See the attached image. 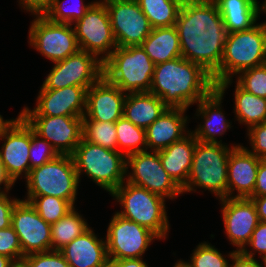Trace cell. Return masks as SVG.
Here are the masks:
<instances>
[{"mask_svg":"<svg viewBox=\"0 0 266 267\" xmlns=\"http://www.w3.org/2000/svg\"><path fill=\"white\" fill-rule=\"evenodd\" d=\"M11 226L18 235L24 256L51 250V224L31 204L19 200L12 210Z\"/></svg>","mask_w":266,"mask_h":267,"instance_id":"obj_17","label":"cell"},{"mask_svg":"<svg viewBox=\"0 0 266 267\" xmlns=\"http://www.w3.org/2000/svg\"><path fill=\"white\" fill-rule=\"evenodd\" d=\"M173 267H191V266L186 261L180 259L176 261Z\"/></svg>","mask_w":266,"mask_h":267,"instance_id":"obj_52","label":"cell"},{"mask_svg":"<svg viewBox=\"0 0 266 267\" xmlns=\"http://www.w3.org/2000/svg\"><path fill=\"white\" fill-rule=\"evenodd\" d=\"M107 267H148L142 258L109 260Z\"/></svg>","mask_w":266,"mask_h":267,"instance_id":"obj_47","label":"cell"},{"mask_svg":"<svg viewBox=\"0 0 266 267\" xmlns=\"http://www.w3.org/2000/svg\"><path fill=\"white\" fill-rule=\"evenodd\" d=\"M103 76V62L94 54L79 50L65 60L54 63L40 90H55L69 86L89 89Z\"/></svg>","mask_w":266,"mask_h":267,"instance_id":"obj_11","label":"cell"},{"mask_svg":"<svg viewBox=\"0 0 266 267\" xmlns=\"http://www.w3.org/2000/svg\"><path fill=\"white\" fill-rule=\"evenodd\" d=\"M34 17L28 32L29 44L45 58L55 63L80 50L72 25L50 21L44 15Z\"/></svg>","mask_w":266,"mask_h":267,"instance_id":"obj_10","label":"cell"},{"mask_svg":"<svg viewBox=\"0 0 266 267\" xmlns=\"http://www.w3.org/2000/svg\"><path fill=\"white\" fill-rule=\"evenodd\" d=\"M126 177L125 181L164 199L173 200L183 194L182 188L163 168L158 151L146 150L126 156Z\"/></svg>","mask_w":266,"mask_h":267,"instance_id":"obj_9","label":"cell"},{"mask_svg":"<svg viewBox=\"0 0 266 267\" xmlns=\"http://www.w3.org/2000/svg\"><path fill=\"white\" fill-rule=\"evenodd\" d=\"M24 179L27 196H54L75 206L80 181L72 155H58L42 166L30 170Z\"/></svg>","mask_w":266,"mask_h":267,"instance_id":"obj_8","label":"cell"},{"mask_svg":"<svg viewBox=\"0 0 266 267\" xmlns=\"http://www.w3.org/2000/svg\"><path fill=\"white\" fill-rule=\"evenodd\" d=\"M59 155H72L83 133V117L21 116Z\"/></svg>","mask_w":266,"mask_h":267,"instance_id":"obj_16","label":"cell"},{"mask_svg":"<svg viewBox=\"0 0 266 267\" xmlns=\"http://www.w3.org/2000/svg\"><path fill=\"white\" fill-rule=\"evenodd\" d=\"M72 25L80 50L94 54L102 62L117 48L105 4L95 1Z\"/></svg>","mask_w":266,"mask_h":267,"instance_id":"obj_12","label":"cell"},{"mask_svg":"<svg viewBox=\"0 0 266 267\" xmlns=\"http://www.w3.org/2000/svg\"><path fill=\"white\" fill-rule=\"evenodd\" d=\"M226 143H205L196 139L193 161L183 193L196 192L195 188L208 190L219 200L227 198V168L231 150Z\"/></svg>","mask_w":266,"mask_h":267,"instance_id":"obj_4","label":"cell"},{"mask_svg":"<svg viewBox=\"0 0 266 267\" xmlns=\"http://www.w3.org/2000/svg\"><path fill=\"white\" fill-rule=\"evenodd\" d=\"M154 68L141 45L117 47L103 62V76L123 92H149Z\"/></svg>","mask_w":266,"mask_h":267,"instance_id":"obj_7","label":"cell"},{"mask_svg":"<svg viewBox=\"0 0 266 267\" xmlns=\"http://www.w3.org/2000/svg\"><path fill=\"white\" fill-rule=\"evenodd\" d=\"M78 174L88 176L111 195L126 178V156L86 141L83 137L72 154Z\"/></svg>","mask_w":266,"mask_h":267,"instance_id":"obj_6","label":"cell"},{"mask_svg":"<svg viewBox=\"0 0 266 267\" xmlns=\"http://www.w3.org/2000/svg\"><path fill=\"white\" fill-rule=\"evenodd\" d=\"M118 152L128 156L147 150L146 130L122 116L115 122Z\"/></svg>","mask_w":266,"mask_h":267,"instance_id":"obj_32","label":"cell"},{"mask_svg":"<svg viewBox=\"0 0 266 267\" xmlns=\"http://www.w3.org/2000/svg\"><path fill=\"white\" fill-rule=\"evenodd\" d=\"M86 87L69 86L55 90H40L33 110L24 107L20 116L83 117L86 109Z\"/></svg>","mask_w":266,"mask_h":267,"instance_id":"obj_18","label":"cell"},{"mask_svg":"<svg viewBox=\"0 0 266 267\" xmlns=\"http://www.w3.org/2000/svg\"><path fill=\"white\" fill-rule=\"evenodd\" d=\"M11 121V119L10 120H4L3 119V117H2V115L0 114V133H1V131H2V129L9 123Z\"/></svg>","mask_w":266,"mask_h":267,"instance_id":"obj_53","label":"cell"},{"mask_svg":"<svg viewBox=\"0 0 266 267\" xmlns=\"http://www.w3.org/2000/svg\"><path fill=\"white\" fill-rule=\"evenodd\" d=\"M260 158L239 144L228 158L227 198H251L255 188ZM237 191V194L235 193Z\"/></svg>","mask_w":266,"mask_h":267,"instance_id":"obj_21","label":"cell"},{"mask_svg":"<svg viewBox=\"0 0 266 267\" xmlns=\"http://www.w3.org/2000/svg\"><path fill=\"white\" fill-rule=\"evenodd\" d=\"M195 147L196 138L190 132L183 139L158 151L163 168L181 188L189 178Z\"/></svg>","mask_w":266,"mask_h":267,"instance_id":"obj_25","label":"cell"},{"mask_svg":"<svg viewBox=\"0 0 266 267\" xmlns=\"http://www.w3.org/2000/svg\"><path fill=\"white\" fill-rule=\"evenodd\" d=\"M251 200L255 204L259 221L266 222V195L253 196L251 197Z\"/></svg>","mask_w":266,"mask_h":267,"instance_id":"obj_48","label":"cell"},{"mask_svg":"<svg viewBox=\"0 0 266 267\" xmlns=\"http://www.w3.org/2000/svg\"><path fill=\"white\" fill-rule=\"evenodd\" d=\"M111 1H115V0H100V1L96 0V2H100V3H103V4H106V3L111 2Z\"/></svg>","mask_w":266,"mask_h":267,"instance_id":"obj_55","label":"cell"},{"mask_svg":"<svg viewBox=\"0 0 266 267\" xmlns=\"http://www.w3.org/2000/svg\"><path fill=\"white\" fill-rule=\"evenodd\" d=\"M105 5L117 47L141 45L153 28L139 3L136 0H115Z\"/></svg>","mask_w":266,"mask_h":267,"instance_id":"obj_15","label":"cell"},{"mask_svg":"<svg viewBox=\"0 0 266 267\" xmlns=\"http://www.w3.org/2000/svg\"><path fill=\"white\" fill-rule=\"evenodd\" d=\"M223 97L224 94L215 88L208 96L202 98L197 103L198 108L195 115L197 114L196 116H198V118L201 116V121L203 119V123H200L191 133L198 141L205 143H222V140L218 141L217 136L221 138L220 136L224 135V133L232 127V124H230L232 122L225 119L226 117L221 108Z\"/></svg>","mask_w":266,"mask_h":267,"instance_id":"obj_22","label":"cell"},{"mask_svg":"<svg viewBox=\"0 0 266 267\" xmlns=\"http://www.w3.org/2000/svg\"><path fill=\"white\" fill-rule=\"evenodd\" d=\"M9 192L0 193V230L11 226L12 210L19 198H11Z\"/></svg>","mask_w":266,"mask_h":267,"instance_id":"obj_43","label":"cell"},{"mask_svg":"<svg viewBox=\"0 0 266 267\" xmlns=\"http://www.w3.org/2000/svg\"><path fill=\"white\" fill-rule=\"evenodd\" d=\"M175 27L182 57L213 75L220 67L227 31L213 0H183Z\"/></svg>","mask_w":266,"mask_h":267,"instance_id":"obj_1","label":"cell"},{"mask_svg":"<svg viewBox=\"0 0 266 267\" xmlns=\"http://www.w3.org/2000/svg\"><path fill=\"white\" fill-rule=\"evenodd\" d=\"M266 63V23L249 30L227 33L219 69L212 75L216 88L224 94L233 77Z\"/></svg>","mask_w":266,"mask_h":267,"instance_id":"obj_3","label":"cell"},{"mask_svg":"<svg viewBox=\"0 0 266 267\" xmlns=\"http://www.w3.org/2000/svg\"><path fill=\"white\" fill-rule=\"evenodd\" d=\"M32 267H70L61 251L49 250L24 256Z\"/></svg>","mask_w":266,"mask_h":267,"instance_id":"obj_41","label":"cell"},{"mask_svg":"<svg viewBox=\"0 0 266 267\" xmlns=\"http://www.w3.org/2000/svg\"><path fill=\"white\" fill-rule=\"evenodd\" d=\"M19 5L32 15H44L50 8L52 0H18Z\"/></svg>","mask_w":266,"mask_h":267,"instance_id":"obj_45","label":"cell"},{"mask_svg":"<svg viewBox=\"0 0 266 267\" xmlns=\"http://www.w3.org/2000/svg\"><path fill=\"white\" fill-rule=\"evenodd\" d=\"M236 83L245 91L266 99V63L240 72Z\"/></svg>","mask_w":266,"mask_h":267,"instance_id":"obj_37","label":"cell"},{"mask_svg":"<svg viewBox=\"0 0 266 267\" xmlns=\"http://www.w3.org/2000/svg\"><path fill=\"white\" fill-rule=\"evenodd\" d=\"M157 239L160 238L150 229L115 212L105 236L108 258L109 260L142 258L152 241Z\"/></svg>","mask_w":266,"mask_h":267,"instance_id":"obj_13","label":"cell"},{"mask_svg":"<svg viewBox=\"0 0 266 267\" xmlns=\"http://www.w3.org/2000/svg\"><path fill=\"white\" fill-rule=\"evenodd\" d=\"M10 267H32V266L25 257H22V258L13 260Z\"/></svg>","mask_w":266,"mask_h":267,"instance_id":"obj_50","label":"cell"},{"mask_svg":"<svg viewBox=\"0 0 266 267\" xmlns=\"http://www.w3.org/2000/svg\"><path fill=\"white\" fill-rule=\"evenodd\" d=\"M246 134L252 149L245 148L258 158L266 159V121L250 127Z\"/></svg>","mask_w":266,"mask_h":267,"instance_id":"obj_42","label":"cell"},{"mask_svg":"<svg viewBox=\"0 0 266 267\" xmlns=\"http://www.w3.org/2000/svg\"><path fill=\"white\" fill-rule=\"evenodd\" d=\"M227 257L232 261L230 267H266L265 261L261 260L260 263V260H256L257 258L244 256L241 252H237L236 250L229 252Z\"/></svg>","mask_w":266,"mask_h":267,"instance_id":"obj_44","label":"cell"},{"mask_svg":"<svg viewBox=\"0 0 266 267\" xmlns=\"http://www.w3.org/2000/svg\"><path fill=\"white\" fill-rule=\"evenodd\" d=\"M0 141L4 142L0 149V162L15 184L18 178H26L30 172L31 127L18 115L2 129Z\"/></svg>","mask_w":266,"mask_h":267,"instance_id":"obj_14","label":"cell"},{"mask_svg":"<svg viewBox=\"0 0 266 267\" xmlns=\"http://www.w3.org/2000/svg\"><path fill=\"white\" fill-rule=\"evenodd\" d=\"M0 255L12 260L24 257L18 235L12 226L0 230Z\"/></svg>","mask_w":266,"mask_h":267,"instance_id":"obj_40","label":"cell"},{"mask_svg":"<svg viewBox=\"0 0 266 267\" xmlns=\"http://www.w3.org/2000/svg\"><path fill=\"white\" fill-rule=\"evenodd\" d=\"M89 227L74 206L64 217L51 224V250L60 251Z\"/></svg>","mask_w":266,"mask_h":267,"instance_id":"obj_30","label":"cell"},{"mask_svg":"<svg viewBox=\"0 0 266 267\" xmlns=\"http://www.w3.org/2000/svg\"><path fill=\"white\" fill-rule=\"evenodd\" d=\"M12 261L13 260L11 258L4 255H0V267H10Z\"/></svg>","mask_w":266,"mask_h":267,"instance_id":"obj_51","label":"cell"},{"mask_svg":"<svg viewBox=\"0 0 266 267\" xmlns=\"http://www.w3.org/2000/svg\"><path fill=\"white\" fill-rule=\"evenodd\" d=\"M59 154L52 145L36 134L31 128V146L29 151L30 170L55 159Z\"/></svg>","mask_w":266,"mask_h":267,"instance_id":"obj_38","label":"cell"},{"mask_svg":"<svg viewBox=\"0 0 266 267\" xmlns=\"http://www.w3.org/2000/svg\"><path fill=\"white\" fill-rule=\"evenodd\" d=\"M82 137L106 149L118 151L117 131L113 122L83 120Z\"/></svg>","mask_w":266,"mask_h":267,"instance_id":"obj_34","label":"cell"},{"mask_svg":"<svg viewBox=\"0 0 266 267\" xmlns=\"http://www.w3.org/2000/svg\"><path fill=\"white\" fill-rule=\"evenodd\" d=\"M266 195V159H261L258 166L253 196Z\"/></svg>","mask_w":266,"mask_h":267,"instance_id":"obj_46","label":"cell"},{"mask_svg":"<svg viewBox=\"0 0 266 267\" xmlns=\"http://www.w3.org/2000/svg\"><path fill=\"white\" fill-rule=\"evenodd\" d=\"M152 28L175 26L183 0H136Z\"/></svg>","mask_w":266,"mask_h":267,"instance_id":"obj_31","label":"cell"},{"mask_svg":"<svg viewBox=\"0 0 266 267\" xmlns=\"http://www.w3.org/2000/svg\"><path fill=\"white\" fill-rule=\"evenodd\" d=\"M222 218L227 239L240 252L252 237L259 218L251 198H223Z\"/></svg>","mask_w":266,"mask_h":267,"instance_id":"obj_19","label":"cell"},{"mask_svg":"<svg viewBox=\"0 0 266 267\" xmlns=\"http://www.w3.org/2000/svg\"><path fill=\"white\" fill-rule=\"evenodd\" d=\"M215 88L211 74L181 56L155 65L149 93L170 108L187 109Z\"/></svg>","mask_w":266,"mask_h":267,"instance_id":"obj_2","label":"cell"},{"mask_svg":"<svg viewBox=\"0 0 266 267\" xmlns=\"http://www.w3.org/2000/svg\"><path fill=\"white\" fill-rule=\"evenodd\" d=\"M60 251L70 267H107L109 262L106 241L91 227Z\"/></svg>","mask_w":266,"mask_h":267,"instance_id":"obj_24","label":"cell"},{"mask_svg":"<svg viewBox=\"0 0 266 267\" xmlns=\"http://www.w3.org/2000/svg\"><path fill=\"white\" fill-rule=\"evenodd\" d=\"M127 93L102 76L86 93L83 120L113 122L123 116Z\"/></svg>","mask_w":266,"mask_h":267,"instance_id":"obj_20","label":"cell"},{"mask_svg":"<svg viewBox=\"0 0 266 267\" xmlns=\"http://www.w3.org/2000/svg\"><path fill=\"white\" fill-rule=\"evenodd\" d=\"M191 255L187 261L191 267H230L229 260L207 242L198 244Z\"/></svg>","mask_w":266,"mask_h":267,"instance_id":"obj_36","label":"cell"},{"mask_svg":"<svg viewBox=\"0 0 266 267\" xmlns=\"http://www.w3.org/2000/svg\"><path fill=\"white\" fill-rule=\"evenodd\" d=\"M22 199L31 204L36 212L47 223H56L59 219L64 217L73 206L65 199L54 196H26Z\"/></svg>","mask_w":266,"mask_h":267,"instance_id":"obj_33","label":"cell"},{"mask_svg":"<svg viewBox=\"0 0 266 267\" xmlns=\"http://www.w3.org/2000/svg\"><path fill=\"white\" fill-rule=\"evenodd\" d=\"M111 195L123 208L116 212L118 215L150 229L160 240L167 238L170 225L166 199L127 181Z\"/></svg>","mask_w":266,"mask_h":267,"instance_id":"obj_5","label":"cell"},{"mask_svg":"<svg viewBox=\"0 0 266 267\" xmlns=\"http://www.w3.org/2000/svg\"><path fill=\"white\" fill-rule=\"evenodd\" d=\"M222 16L227 33L245 31L256 25L260 17L257 0H213Z\"/></svg>","mask_w":266,"mask_h":267,"instance_id":"obj_26","label":"cell"},{"mask_svg":"<svg viewBox=\"0 0 266 267\" xmlns=\"http://www.w3.org/2000/svg\"><path fill=\"white\" fill-rule=\"evenodd\" d=\"M141 47L155 65L182 56L175 26L153 28Z\"/></svg>","mask_w":266,"mask_h":267,"instance_id":"obj_28","label":"cell"},{"mask_svg":"<svg viewBox=\"0 0 266 267\" xmlns=\"http://www.w3.org/2000/svg\"><path fill=\"white\" fill-rule=\"evenodd\" d=\"M251 250H248L247 247ZM244 256L255 258V252L259 253L262 261H266V222H259L252 233V237L245 247L240 251Z\"/></svg>","mask_w":266,"mask_h":267,"instance_id":"obj_39","label":"cell"},{"mask_svg":"<svg viewBox=\"0 0 266 267\" xmlns=\"http://www.w3.org/2000/svg\"><path fill=\"white\" fill-rule=\"evenodd\" d=\"M187 109L170 108L157 118L146 130L147 150L159 151L187 136Z\"/></svg>","mask_w":266,"mask_h":267,"instance_id":"obj_23","label":"cell"},{"mask_svg":"<svg viewBox=\"0 0 266 267\" xmlns=\"http://www.w3.org/2000/svg\"><path fill=\"white\" fill-rule=\"evenodd\" d=\"M260 11L266 14V0L263 1V4H260ZM264 23H266V21H264Z\"/></svg>","mask_w":266,"mask_h":267,"instance_id":"obj_54","label":"cell"},{"mask_svg":"<svg viewBox=\"0 0 266 267\" xmlns=\"http://www.w3.org/2000/svg\"><path fill=\"white\" fill-rule=\"evenodd\" d=\"M235 117L240 124L247 125V130L266 121V99L255 96L235 85Z\"/></svg>","mask_w":266,"mask_h":267,"instance_id":"obj_29","label":"cell"},{"mask_svg":"<svg viewBox=\"0 0 266 267\" xmlns=\"http://www.w3.org/2000/svg\"><path fill=\"white\" fill-rule=\"evenodd\" d=\"M76 5L66 8L63 3L65 1L52 0L50 8L44 13V16L50 21L57 23H67L72 25L76 21L80 20L90 8V6L95 2H89L85 4L83 0H78ZM65 4V3H64ZM70 5V4H69Z\"/></svg>","mask_w":266,"mask_h":267,"instance_id":"obj_35","label":"cell"},{"mask_svg":"<svg viewBox=\"0 0 266 267\" xmlns=\"http://www.w3.org/2000/svg\"><path fill=\"white\" fill-rule=\"evenodd\" d=\"M4 186V188L0 187V193L9 192L13 185H15L12 180L6 175L4 167L0 162V186ZM3 189V190H2Z\"/></svg>","mask_w":266,"mask_h":267,"instance_id":"obj_49","label":"cell"},{"mask_svg":"<svg viewBox=\"0 0 266 267\" xmlns=\"http://www.w3.org/2000/svg\"><path fill=\"white\" fill-rule=\"evenodd\" d=\"M168 106L149 92L127 93L123 116L137 127L146 129L159 118Z\"/></svg>","mask_w":266,"mask_h":267,"instance_id":"obj_27","label":"cell"}]
</instances>
